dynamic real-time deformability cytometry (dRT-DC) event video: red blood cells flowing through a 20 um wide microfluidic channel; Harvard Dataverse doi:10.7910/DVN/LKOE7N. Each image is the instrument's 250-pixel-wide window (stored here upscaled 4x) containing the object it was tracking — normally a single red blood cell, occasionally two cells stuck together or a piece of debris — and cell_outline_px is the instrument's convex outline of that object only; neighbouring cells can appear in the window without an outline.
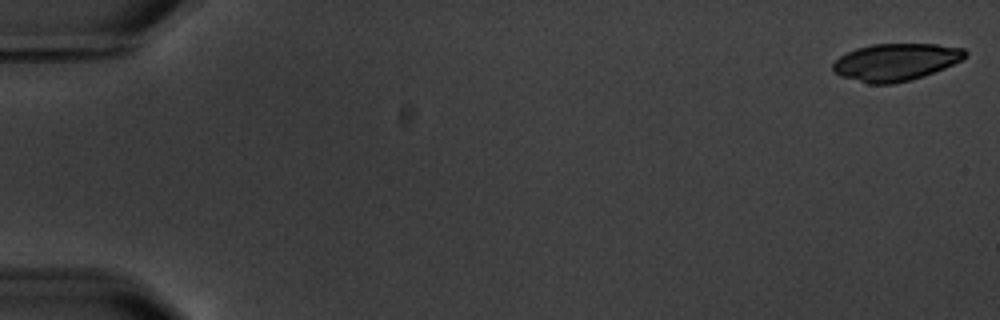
{"species": "common noctule bat (a hibernating species)", "species_latin": "Nyctalus noctula", "temperature_condition": "warm", "stored_images_in_passage": 6, "camera_frame_rate_fps": 3000, "um_per_image_px": 0.085, "animal": {"sex": "male", "body_mass_g": 20.1, "forearm_length_mm": 53.5}, "frame": {"image": 1, "passage_image": 1, "time_ms": 0.0, "image_size_px": [1000, 320], "cell_outline_px": [[968, 56], [944, 68], [924, 76], [892, 84], [868, 84], [840, 76], [832, 72], [832, 64], [840, 56], [856, 48], [872, 44], [936, 44], [964, 48], [968, 52]], "centroid_in_image_um": [76.12, 5.28], "position_along_channel_um": 8.9, "area_um2": 28.78}}